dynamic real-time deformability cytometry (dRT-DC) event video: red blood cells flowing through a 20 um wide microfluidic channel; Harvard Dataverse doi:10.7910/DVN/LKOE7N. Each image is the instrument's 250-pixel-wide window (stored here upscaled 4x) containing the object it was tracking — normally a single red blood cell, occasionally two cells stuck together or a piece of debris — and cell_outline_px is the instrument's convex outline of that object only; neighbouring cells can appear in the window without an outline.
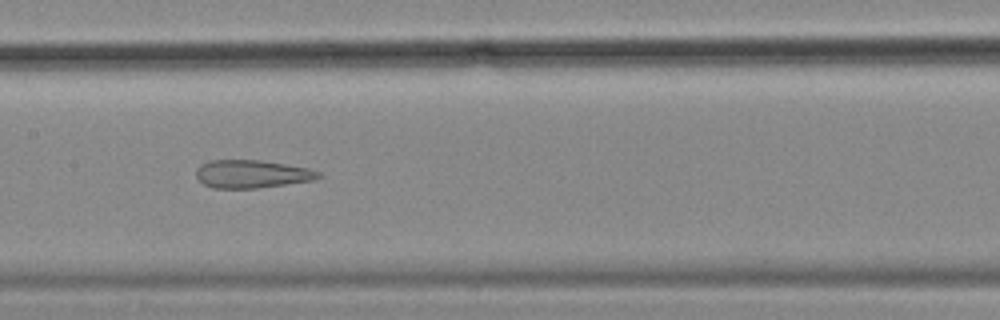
{"species": "common noctule bat (a hibernating species)", "species_latin": "Nyctalus noctula", "temperature_condition": "cold", "stored_images_in_passage": 57, "camera_frame_rate_fps": 3000, "um_per_image_px": 0.085, "animal": {"sex": "female", "body_mass_g": 18.4}, "frame": {"image": 1, "passage_image": 28, "time_ms": 9.0, "image_size_px": [1000, 320], "cell_outline_px": [[324, 176], [312, 180], [256, 188], [212, 188], [204, 184], [196, 176], [196, 168], [200, 164], [212, 160], [260, 160], [308, 168], [320, 172]], "centroid_in_image_um": [21.39, 14.78], "position_along_channel_um": 186.0, "area_um2": 19.83}}
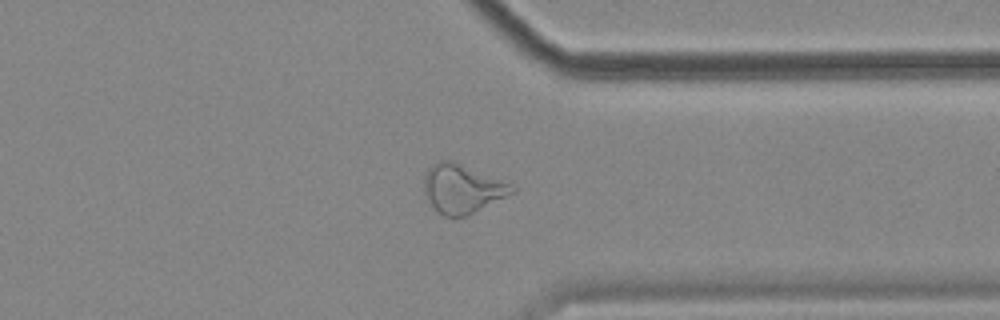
{"frame": {"image": 2, "passage_image": 44, "time_ms": 14.333, "image_size_px": [1000, 320], "cell_outline_px": [[516, 192], [468, 216], [444, 216], [432, 204], [424, 192], [424, 176], [428, 168], [432, 164], [440, 160], [452, 160], [508, 184], [516, 188]], "centroid_in_image_um": [39.28, 16.05], "position_along_channel_um": 372.1, "area_um2": 24.51}}
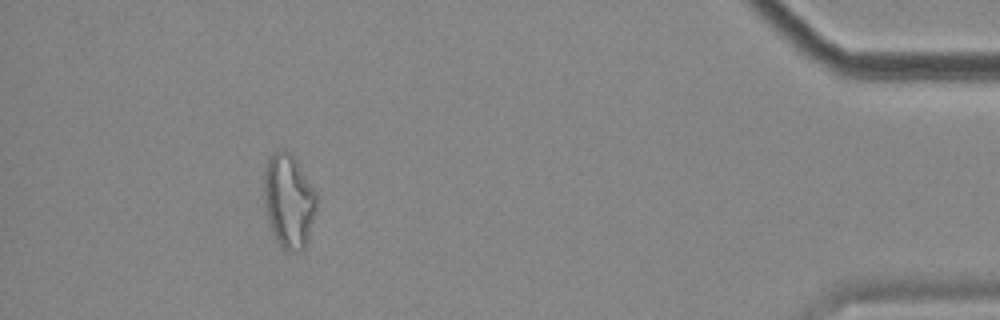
{"frame": {"image": 3, "passage_image": 52, "time_ms": 17.0, "image_size_px": [1000, 320], "cell_outline_px": [[316, 212], [304, 248], [296, 252], [288, 252], [276, 240], [272, 232], [264, 204], [264, 172], [268, 156], [284, 148], [292, 152], [316, 192]], "centroid_in_image_um": [24.54, 17.04], "position_along_channel_um": 410.7, "area_um2": 28.9}, "authors_computed_cell_mechanics": {"area_um2": 26.5302, "velocity_mm_per_s": 3.5292, "shape_relaxation_time_tau1_ms": null, "shape_relaxation_time_tau2_ms": 3.0521, "deformation_change_tau1": null, "deformation_change_tau2": 0.1319}}